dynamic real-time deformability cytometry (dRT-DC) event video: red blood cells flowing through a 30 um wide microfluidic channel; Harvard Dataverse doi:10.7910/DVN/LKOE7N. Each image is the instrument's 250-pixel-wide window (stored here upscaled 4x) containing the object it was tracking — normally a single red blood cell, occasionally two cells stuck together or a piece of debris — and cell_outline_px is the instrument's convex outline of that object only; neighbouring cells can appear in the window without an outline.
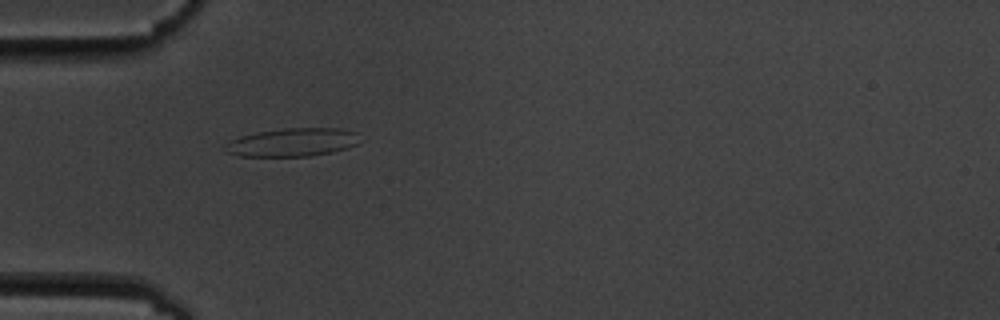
{"species": "common noctule bat (a hibernating species)", "species_latin": "Nyctalus noctula", "temperature_condition": "cold", "stored_images_in_passage": 6, "camera_frame_rate_fps": 3000, "um_per_image_px": 0.085, "animal": {"sex": "male", "body_mass_g": 19.5, "forearm_length_mm": 54.6}, "frame": {"image": 1, "passage_image": 5, "time_ms": 5.333, "image_size_px": [1000, 320], "cell_outline_px": [[356, 144], [348, 148], [332, 152], [308, 156], [240, 156], [224, 152], [224, 148], [232, 140], [240, 136], [256, 132], [284, 128], [340, 128], [356, 132]], "centroid_in_image_um": [24.83, 12.09], "position_along_channel_um": 60.2, "area_um2": 22.02}}